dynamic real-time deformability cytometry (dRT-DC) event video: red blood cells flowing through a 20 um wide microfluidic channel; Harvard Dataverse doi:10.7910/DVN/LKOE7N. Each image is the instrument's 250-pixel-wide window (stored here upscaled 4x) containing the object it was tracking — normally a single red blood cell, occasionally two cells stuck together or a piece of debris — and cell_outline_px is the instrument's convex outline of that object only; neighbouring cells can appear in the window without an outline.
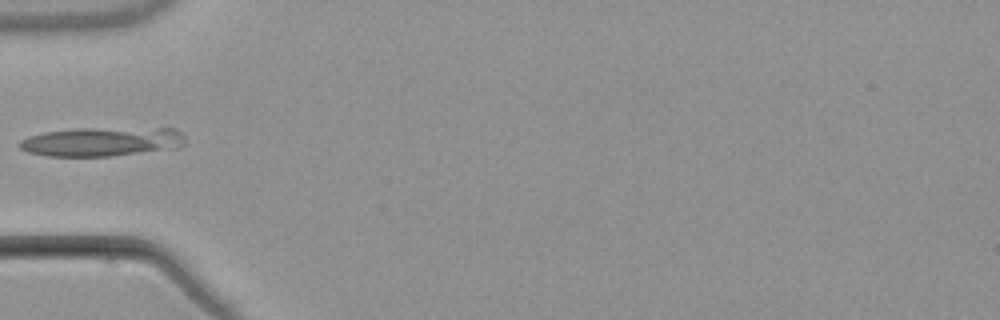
{"species": "common noctule bat (a hibernating species)", "species_latin": "Nyctalus noctula", "temperature_condition": "warm", "stored_images_in_passage": 5, "camera_frame_rate_fps": 3000, "um_per_image_px": 0.085, "animal": {"sex": "male", "body_mass_g": 21.5, "forearm_length_mm": 52.0}, "frame": {"image": 1, "passage_image": 5, "time_ms": 5.667, "image_size_px": [1000, 320], "cell_outline_px": [[184, 144], [180, 148], [108, 156], [48, 156], [28, 152], [20, 148], [20, 140], [28, 136], [44, 132], [72, 128], [176, 128], [184, 136]], "centroid_in_image_um": [8.68, 12.03], "position_along_channel_um": 76.3, "area_um2": 28.26}}